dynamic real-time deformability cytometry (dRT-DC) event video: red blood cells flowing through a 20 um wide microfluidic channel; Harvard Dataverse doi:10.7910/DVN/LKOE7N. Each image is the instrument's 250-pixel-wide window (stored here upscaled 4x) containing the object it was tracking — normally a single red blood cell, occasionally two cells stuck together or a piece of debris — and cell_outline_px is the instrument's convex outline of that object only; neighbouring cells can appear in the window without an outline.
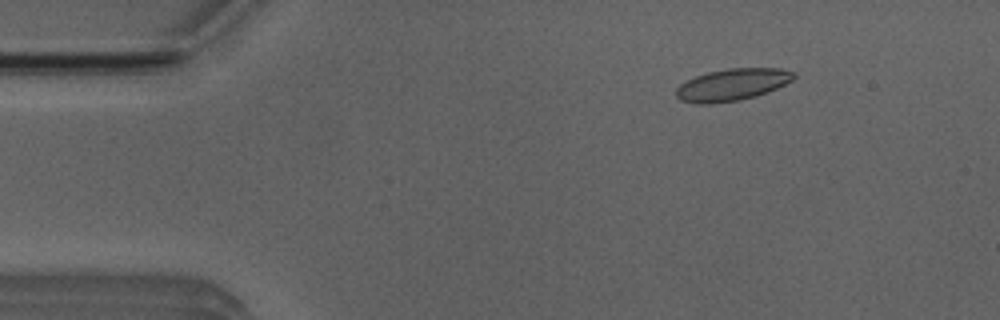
{"species": "Egyptian fruit bat (a non-hibernating species)", "species_latin": "Rousettus aegyptiacus", "temperature_condition": "room temperature", "stored_images_in_passage": 53, "camera_frame_rate_fps": 3000, "um_per_image_px": 0.085, "animal": {"sex": "male"}, "frame": {"image": 1, "passage_image": 7, "time_ms": 2.0, "image_size_px": [1000, 320], "cell_outline_px": [[796, 76], [792, 80], [768, 92], [756, 96], [740, 100], [712, 104], [696, 104], [680, 100], [676, 96], [676, 88], [680, 84], [696, 76], [708, 72], [728, 68], [780, 68], [796, 72]], "centroid_in_image_um": [62.24, 7.2], "position_along_channel_um": 22.8, "area_um2": 22.02}}
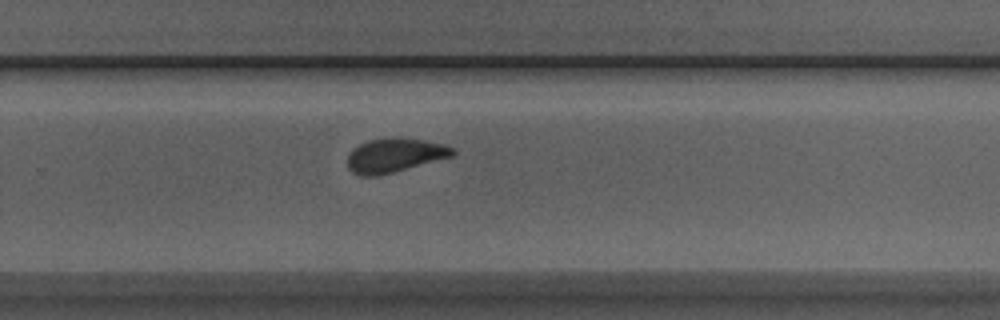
{"frame": {"image": 2, "passage_image": 34, "time_ms": 11.0, "image_size_px": [1000, 320], "cell_outline_px": [[456, 152], [452, 156], [380, 176], [360, 176], [352, 172], [348, 168], [348, 152], [352, 148], [368, 140], [400, 136], [444, 144], [456, 148]], "centroid_in_image_um": [33.53, 13.19], "position_along_channel_um": 296.3, "area_um2": 21.15}}
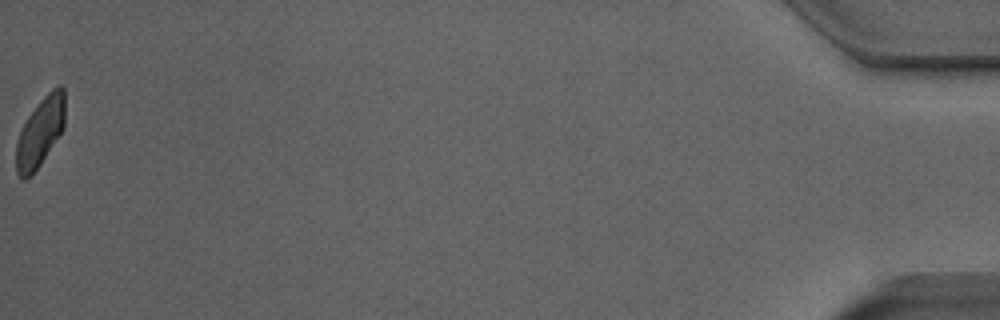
{"frame": {"image": 3, "passage_image": 53, "time_ms": 17.333, "image_size_px": [1000, 320], "cell_outline_px": [[64, 128], [32, 176], [28, 180], [24, 180], [16, 172], [16, 144], [20, 132], [28, 116], [40, 100], [52, 88], [60, 84], [64, 88]], "centroid_in_image_um": [3.41, 11.24], "position_along_channel_um": 431.8, "area_um2": 19.54}, "authors_computed_cell_mechanics": {"area_um2": 21.0392, "velocity_mm_per_s": 3.8431, "shape_relaxation_time_tau1_ms": null, "shape_relaxation_time_tau2_ms": 1.0593, "deformation_change_tau1": null, "deformation_change_tau2": 0.0725}}